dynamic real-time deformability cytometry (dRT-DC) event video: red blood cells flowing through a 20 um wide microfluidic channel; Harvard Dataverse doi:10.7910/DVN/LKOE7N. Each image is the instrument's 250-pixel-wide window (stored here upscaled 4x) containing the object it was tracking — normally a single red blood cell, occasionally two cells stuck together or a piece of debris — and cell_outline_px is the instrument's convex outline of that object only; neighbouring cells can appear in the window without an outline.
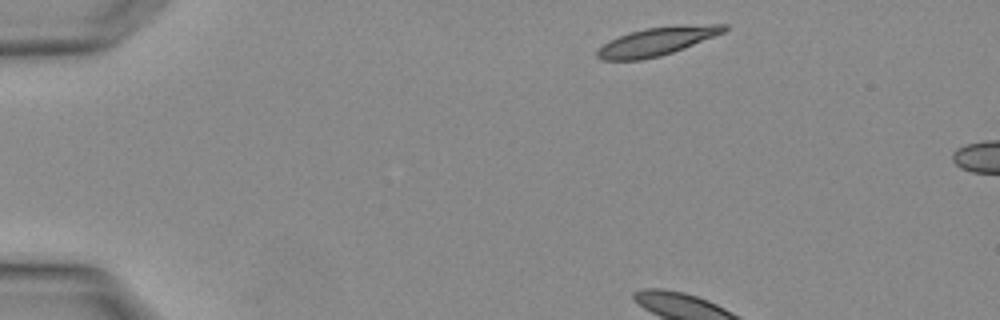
{"species": "Egyptian fruit bat (a non-hibernating species)", "species_latin": "Rousettus aegyptiacus", "temperature_condition": "warm", "stored_images_in_passage": 3, "segment_of_instrument_passage": [1, 2], "camera_frame_rate_fps": 3000, "um_per_image_px": 0.085, "animal": {"sex": "female"}, "frame": {"image": 1, "passage_image": 1, "time_ms": 0.0, "image_size_px": [1000, 320], "cell_outline_px": [[728, 28], [724, 32], [684, 48], [660, 56], [640, 60], [604, 60], [596, 56], [596, 52], [608, 40], [628, 32], [644, 28], [680, 24], [728, 24]], "centroid_in_image_um": [55.85, 3.49], "position_along_channel_um": 29.2, "area_um2": 21.04}}